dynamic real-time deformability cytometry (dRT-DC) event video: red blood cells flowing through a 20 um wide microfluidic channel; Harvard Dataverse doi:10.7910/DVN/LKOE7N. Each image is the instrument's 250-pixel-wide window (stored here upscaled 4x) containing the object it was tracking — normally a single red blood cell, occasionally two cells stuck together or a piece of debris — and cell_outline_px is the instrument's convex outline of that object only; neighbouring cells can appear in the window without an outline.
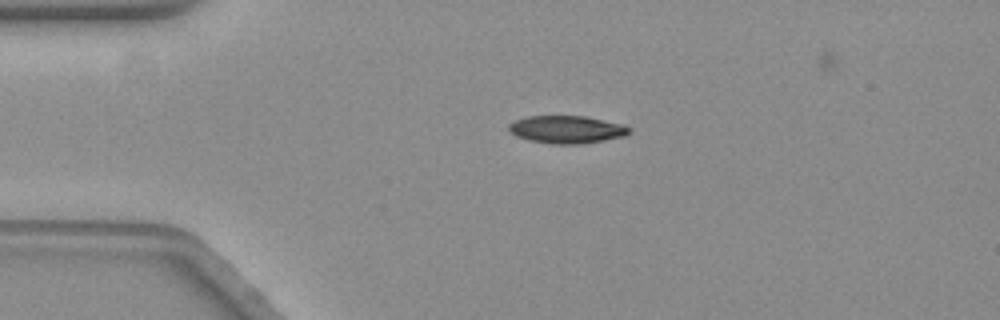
{"species": "common noctule bat (a hibernating species)", "species_latin": "Nyctalus noctula", "temperature_condition": "warm", "stored_images_in_passage": 47, "camera_frame_rate_fps": 3000, "um_per_image_px": 0.085, "animal": {"sex": "female", "body_mass_g": 19.3, "forearm_length_mm": 54.1}, "frame": {"image": 1, "passage_image": 1, "time_ms": 0.0, "image_size_px": [1000, 320], "cell_outline_px": [[632, 132], [624, 136], [604, 140], [580, 144], [552, 144], [528, 140], [516, 136], [508, 132], [508, 124], [524, 116], [584, 116], [624, 124]], "centroid_in_image_um": [48.14, 11.0], "position_along_channel_um": 36.9, "area_um2": 19.54}}
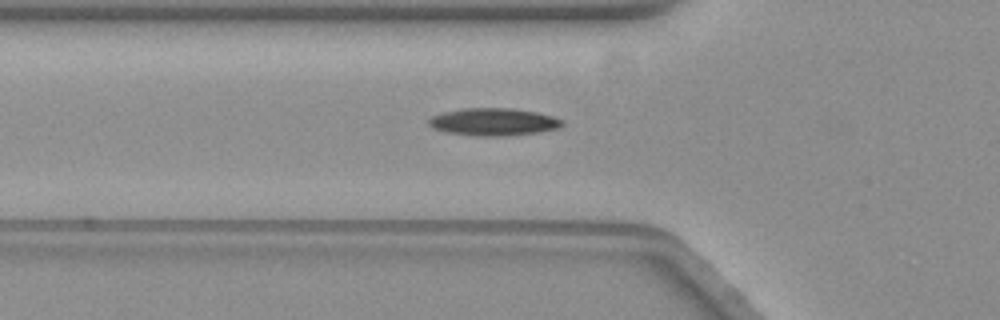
{"frame": {"image": 2, "passage_image": 8, "time_ms": 2.333, "image_size_px": [1000, 320], "cell_outline_px": [[564, 124], [560, 128], [540, 132], [504, 136], [476, 136], [444, 132], [432, 128], [428, 124], [428, 120], [432, 116], [444, 112], [464, 108], [512, 108], [536, 112], [552, 116], [564, 120]], "centroid_in_image_um": [41.96, 10.37], "position_along_channel_um": 83.8, "area_um2": 21.56}}
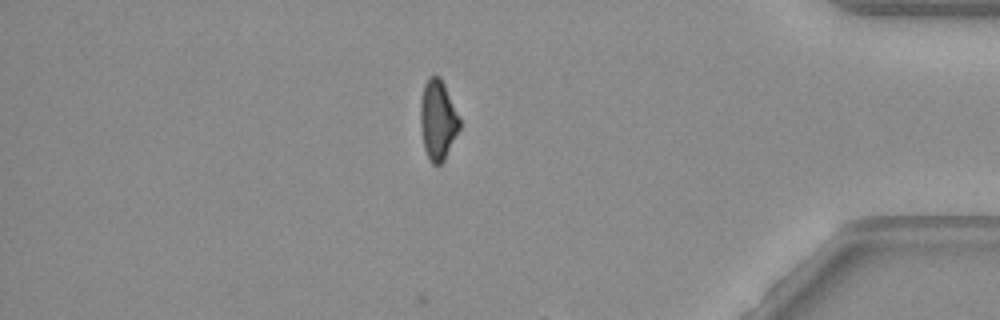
{"frame": {"image": 3, "passage_image": 38, "time_ms": 12.333, "image_size_px": [1000, 320], "cell_outline_px": [[460, 128], [444, 160], [440, 164], [432, 164], [424, 148], [420, 124], [420, 104], [424, 84], [428, 76], [440, 76], [460, 116]], "centroid_in_image_um": [37.22, 10.17], "position_along_channel_um": 398.0, "area_um2": 18.26}}